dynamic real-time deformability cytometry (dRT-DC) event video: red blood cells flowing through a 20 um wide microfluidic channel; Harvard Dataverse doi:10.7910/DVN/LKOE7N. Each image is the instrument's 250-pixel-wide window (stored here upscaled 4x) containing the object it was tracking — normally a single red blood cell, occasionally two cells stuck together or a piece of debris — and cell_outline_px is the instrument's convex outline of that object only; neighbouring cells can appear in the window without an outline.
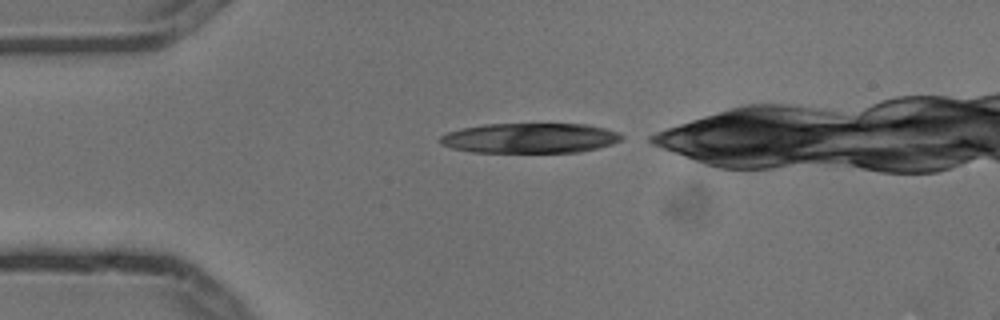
{"species": "common noctule bat (a hibernating species)", "species_latin": "Nyctalus noctula", "temperature_condition": "cold", "stored_images_in_passage": 4, "camera_frame_rate_fps": 3000, "um_per_image_px": 0.085, "animal": {"sex": "male", "body_mass_g": 13.3}, "frame": {"image": 1, "passage_image": 1, "time_ms": 0.0, "image_size_px": [1000, 320], "cell_outline_px": [[624, 136], [620, 140], [612, 144], [580, 152], [472, 152], [452, 148], [440, 144], [440, 136], [448, 132], [460, 128], [484, 124], [588, 124], [620, 132]], "centroid_in_image_um": [45.04, 11.73], "position_along_channel_um": 40.0, "area_um2": 31.85}}
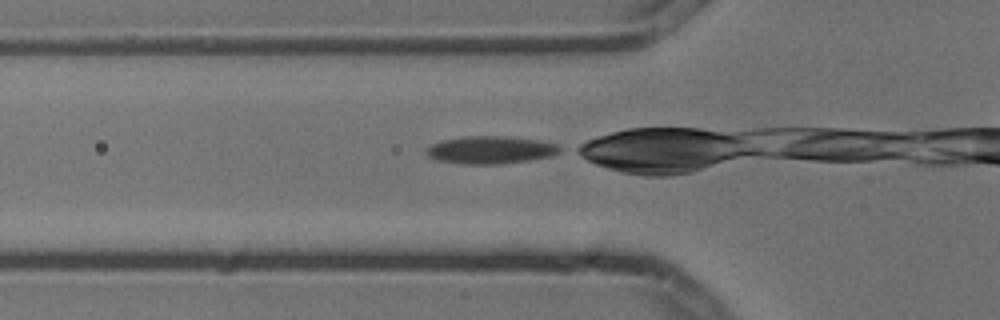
{"frame": {"image": 2, "passage_image": 4, "time_ms": 1.0, "image_size_px": [1000, 320], "cell_outline_px": [[564, 148], [560, 152], [552, 156], [528, 160], [500, 164], [460, 164], [436, 160], [428, 156], [424, 152], [432, 144], [440, 140], [464, 136], [508, 136], [536, 140], [556, 144]], "centroid_in_image_um": [41.68, 12.74], "position_along_channel_um": 84.1, "area_um2": 21.68}}